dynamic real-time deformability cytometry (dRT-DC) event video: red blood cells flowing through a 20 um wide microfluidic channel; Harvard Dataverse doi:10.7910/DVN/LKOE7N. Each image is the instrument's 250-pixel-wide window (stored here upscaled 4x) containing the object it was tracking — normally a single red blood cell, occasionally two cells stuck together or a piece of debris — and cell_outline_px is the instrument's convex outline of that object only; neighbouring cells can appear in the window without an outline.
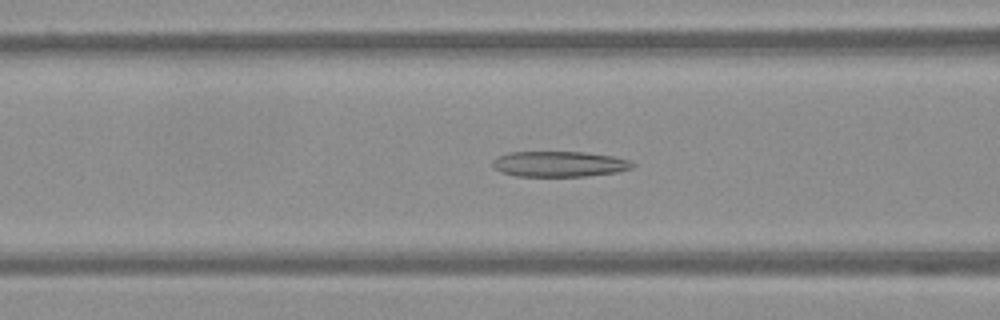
{"species": "Egyptian fruit bat (a non-hibernating species)", "species_latin": "Rousettus aegyptiacus", "temperature_condition": "warm", "stored_images_in_passage": 33, "camera_frame_rate_fps": 3000, "um_per_image_px": 0.085, "frame": {"image": 1, "passage_image": 6, "time_ms": 1.667, "image_size_px": [1000, 320], "cell_outline_px": [[636, 164], [632, 168], [616, 172], [588, 176], [516, 176], [500, 172], [492, 164], [492, 160], [508, 152], [588, 152], [612, 156], [628, 160]], "centroid_in_image_um": [47.55, 13.94], "position_along_channel_um": 119.1, "area_um2": 20.81}}
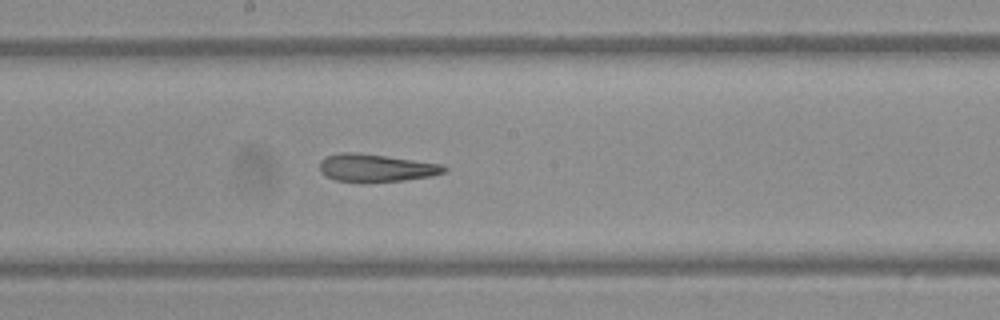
{"frame": {"image": 2, "passage_image": 14, "time_ms": 4.333, "image_size_px": [1000, 320], "cell_outline_px": [[448, 168], [444, 172], [432, 176], [404, 180], [364, 184], [336, 180], [324, 176], [320, 172], [320, 160], [324, 156], [340, 152], [356, 152], [440, 164]], "centroid_in_image_um": [31.87, 14.29], "position_along_channel_um": 216.3, "area_um2": 20.46}}
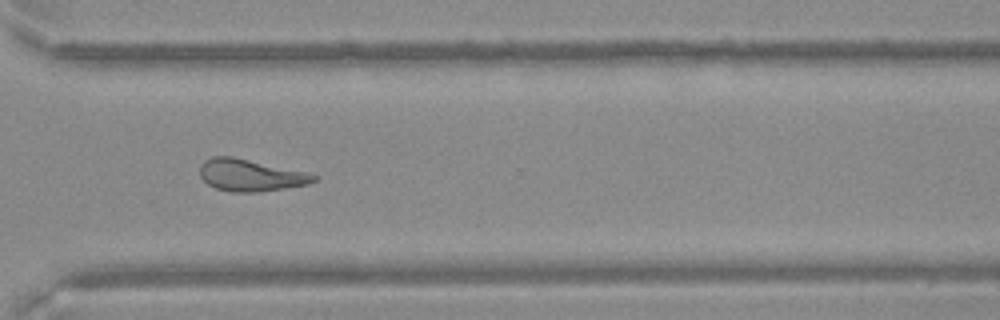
{"frame": {"image": 3, "passage_image": 25, "time_ms": 8.0, "image_size_px": [1000, 320], "cell_outline_px": [[316, 180], [308, 184], [284, 188], [256, 192], [232, 192], [216, 188], [208, 184], [200, 176], [200, 164], [204, 160], [212, 156], [232, 156], [304, 172], [316, 176]], "centroid_in_image_um": [21.22, 14.89], "position_along_channel_um": 349.4, "area_um2": 20.87}}